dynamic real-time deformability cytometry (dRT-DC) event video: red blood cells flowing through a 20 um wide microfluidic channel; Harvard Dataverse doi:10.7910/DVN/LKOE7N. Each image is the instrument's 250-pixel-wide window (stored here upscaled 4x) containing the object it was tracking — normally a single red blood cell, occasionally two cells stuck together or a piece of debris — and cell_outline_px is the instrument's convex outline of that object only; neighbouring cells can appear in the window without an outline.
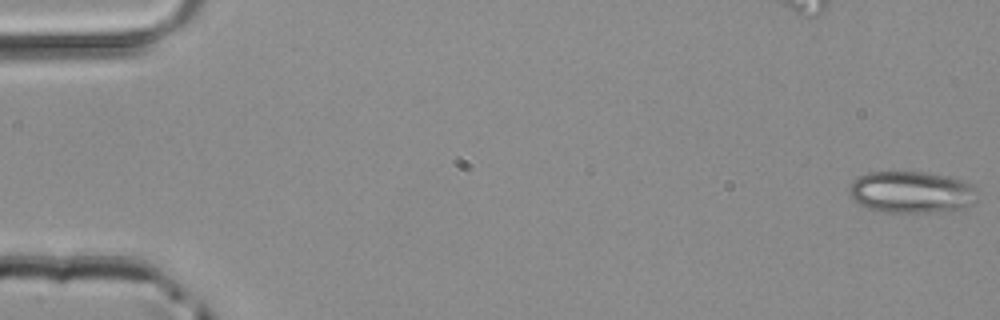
{"species": "common noctule bat (a hibernating species)", "species_latin": "Nyctalus noctula", "temperature_condition": "room temperature", "stored_images_in_passage": 49, "camera_frame_rate_fps": 3000, "um_per_image_px": 0.085, "animal": {"sex": "male", "body_mass_g": 20.4}, "frame": {"image": 1, "passage_image": 1, "time_ms": 0.0, "image_size_px": [1000, 320], "cell_outline_px": [[980, 188], [976, 200], [972, 204], [964, 208], [928, 212], [884, 212], [868, 208], [860, 204], [852, 196], [848, 188], [852, 180], [868, 172], [920, 172], [944, 176], [964, 180]], "centroid_in_image_um": [77.52, 16.33], "position_along_channel_um": 7.5, "area_um2": 31.21}}
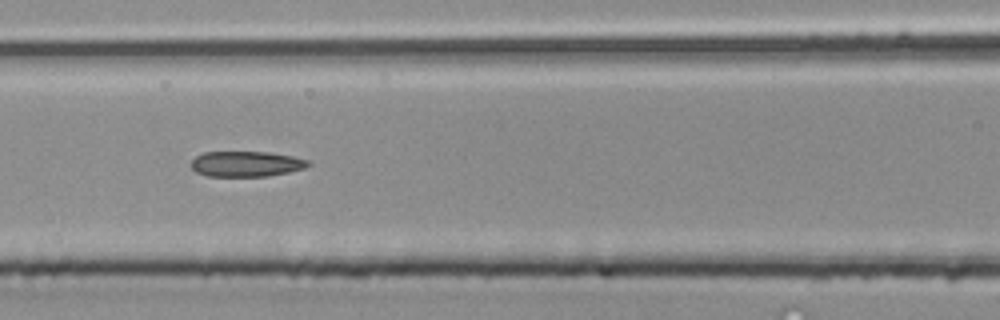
{"frame": {"image": 2, "passage_image": 22, "time_ms": 7.0, "image_size_px": [1000, 320], "cell_outline_px": [[312, 164], [304, 168], [288, 172], [268, 176], [208, 176], [196, 172], [192, 168], [192, 160], [196, 156], [204, 152], [268, 152], [292, 156], [308, 160]], "centroid_in_image_um": [20.94, 13.93], "position_along_channel_um": 145.7, "area_um2": 17.28}}
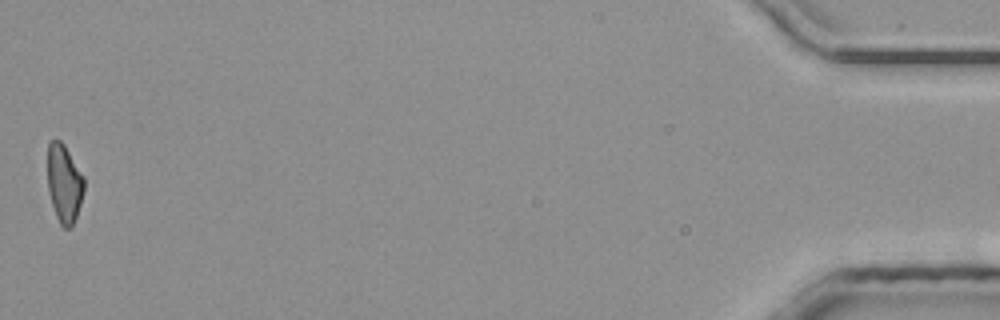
{"frame": {"image": 3, "passage_image": 49, "time_ms": 16.0, "image_size_px": [1000, 320], "cell_outline_px": [[84, 192], [76, 216], [72, 224], [68, 228], [64, 228], [60, 224], [56, 216], [52, 204], [48, 188], [48, 144], [52, 140], [60, 140], [64, 144], [84, 176]], "centroid_in_image_um": [5.46, 15.57], "position_along_channel_um": 429.7, "area_um2": 16.47}}